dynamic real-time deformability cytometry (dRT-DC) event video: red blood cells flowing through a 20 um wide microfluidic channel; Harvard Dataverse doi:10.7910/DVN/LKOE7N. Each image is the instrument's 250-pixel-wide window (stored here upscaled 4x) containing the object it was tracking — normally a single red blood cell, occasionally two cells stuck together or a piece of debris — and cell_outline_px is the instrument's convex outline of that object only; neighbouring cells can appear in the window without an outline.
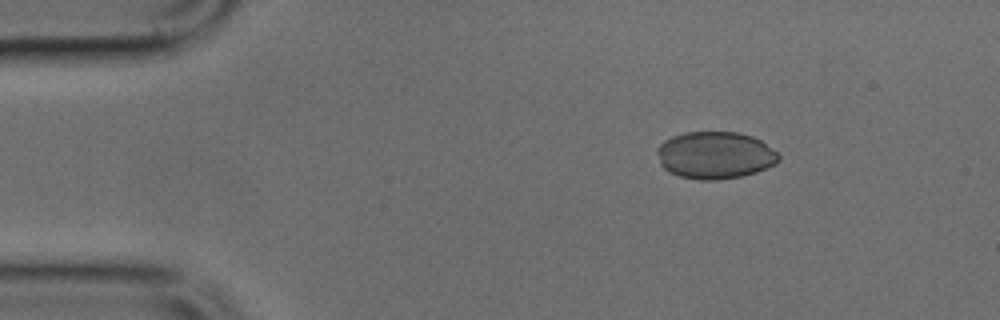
{"species": "common noctule bat (a hibernating species)", "species_latin": "Nyctalus noctula", "temperature_condition": "cold", "stored_images_in_passage": 3, "camera_frame_rate_fps": 3000, "um_per_image_px": 0.085, "animal": {"sex": "male", "body_mass_g": 17.9, "forearm_length_mm": 54.2}, "frame": {"image": 1, "passage_image": 1, "time_ms": 0.0, "image_size_px": [1000, 320], "cell_outline_px": [[780, 160], [776, 164], [768, 168], [756, 172], [740, 176], [716, 180], [700, 180], [680, 176], [668, 172], [660, 164], [656, 152], [656, 148], [664, 140], [672, 136], [684, 132], [736, 132], [752, 136], [760, 140], [776, 152], [780, 156]], "centroid_in_image_um": [60.76, 13.19], "position_along_channel_um": 24.2, "area_um2": 33.58}}